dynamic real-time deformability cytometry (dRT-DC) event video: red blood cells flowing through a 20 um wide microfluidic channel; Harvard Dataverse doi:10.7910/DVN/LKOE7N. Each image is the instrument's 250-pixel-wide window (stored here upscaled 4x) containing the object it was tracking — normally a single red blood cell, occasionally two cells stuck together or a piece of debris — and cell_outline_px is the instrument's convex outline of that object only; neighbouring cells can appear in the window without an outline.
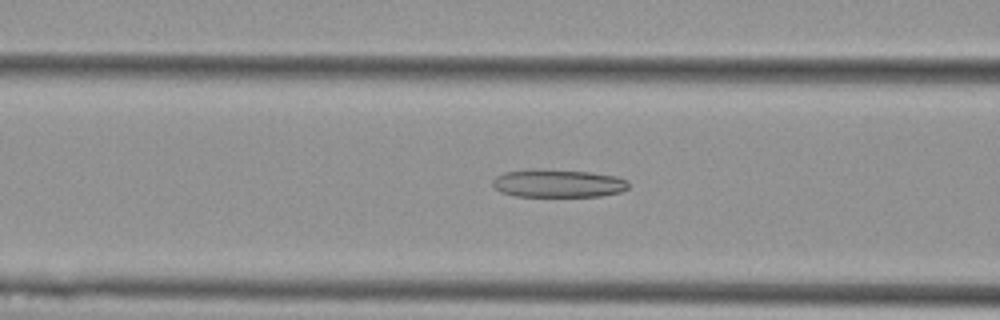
{"species": "Egyptian fruit bat (a non-hibernating species)", "species_latin": "Rousettus aegyptiacus", "temperature_condition": "cold", "stored_images_in_passage": 51, "camera_frame_rate_fps": 3000, "um_per_image_px": 0.085, "animal": {"sex": "female"}, "frame": {"image": 1, "passage_image": 22, "time_ms": 7.0, "image_size_px": [1000, 320], "cell_outline_px": [[628, 188], [620, 192], [600, 196], [516, 196], [500, 192], [492, 184], [492, 180], [496, 176], [504, 172], [532, 168], [592, 172], [616, 176], [628, 180]], "centroid_in_image_um": [47.42, 15.57], "position_along_channel_um": 119.2, "area_um2": 22.37}}
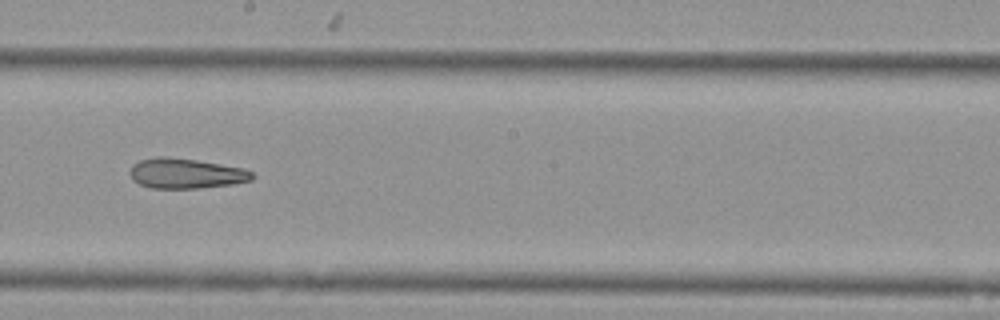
{"frame": {"image": 2, "passage_image": 31, "time_ms": 10.0, "image_size_px": [1000, 320], "cell_outline_px": [[256, 176], [252, 180], [232, 184], [200, 188], [152, 188], [140, 184], [132, 180], [128, 172], [132, 164], [140, 160], [156, 156], [168, 156], [196, 160], [244, 168], [252, 172]], "centroid_in_image_um": [15.78, 14.73], "position_along_channel_um": 232.4, "area_um2": 21.68}}
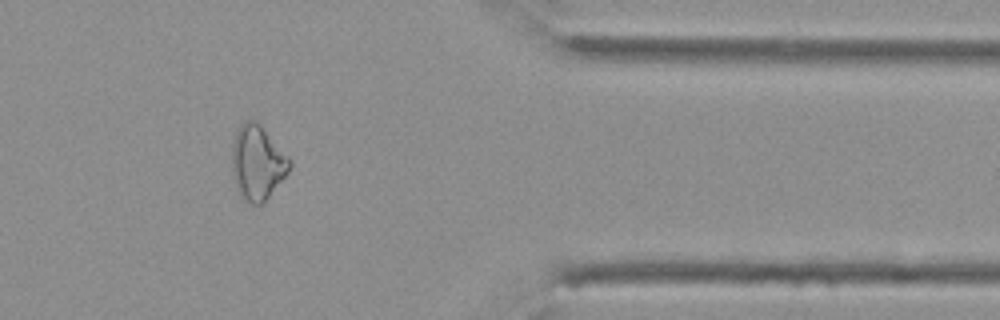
{"frame": {"image": 3, "passage_image": 45, "time_ms": 14.667, "image_size_px": [1000, 320], "cell_outline_px": [[292, 164], [288, 172], [268, 196], [260, 204], [252, 204], [244, 200], [240, 196], [236, 188], [232, 172], [232, 144], [236, 132], [240, 124], [244, 120], [256, 120], [260, 124], [292, 160]], "centroid_in_image_um": [21.86, 13.8], "position_along_channel_um": 389.5, "area_um2": 24.97}, "authors_computed_cell_mechanics": {"area_um2": 24.276, "velocity_mm_per_s": 3.7867, "shape_relaxation_time_tau1_ms": null, "shape_relaxation_time_tau2_ms": 10.8893, "deformation_change_tau1": null, "deformation_change_tau2": 0.2502}}